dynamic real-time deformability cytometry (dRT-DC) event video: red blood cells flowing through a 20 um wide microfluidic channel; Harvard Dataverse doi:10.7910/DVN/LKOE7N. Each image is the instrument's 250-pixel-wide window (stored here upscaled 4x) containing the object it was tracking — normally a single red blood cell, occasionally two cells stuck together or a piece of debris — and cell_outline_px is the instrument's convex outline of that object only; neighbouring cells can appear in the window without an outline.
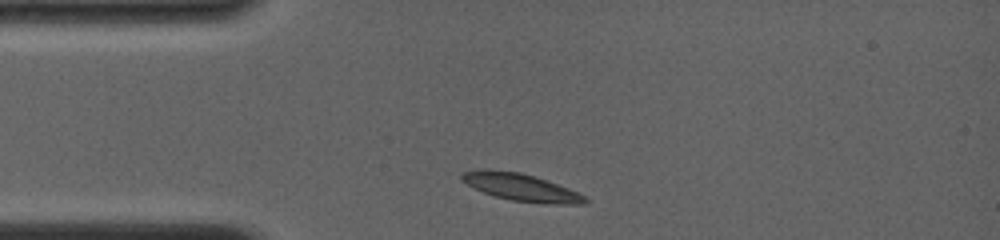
{"species": "common noctule bat (a hibernating species)", "species_latin": "Nyctalus noctula", "temperature_condition": "room temperature", "stored_images_in_passage": 7, "camera_frame_rate_fps": 4000, "um_per_image_px": 0.085, "animal": {"sex": "female", "body_mass_g": 19.0, "forearm_length_mm": 56.7}, "frame": {"image": 1, "passage_image": 1, "time_ms": 0.0, "image_size_px": [1000, 240], "cell_outline_px": [[588, 200], [584, 204], [556, 204], [512, 200], [496, 196], [484, 192], [460, 180], [460, 172], [488, 168], [520, 172], [536, 176], [568, 188], [584, 196]], "centroid_in_image_um": [44.25, 15.89], "position_along_channel_um": 40.7, "area_um2": 19.48}}
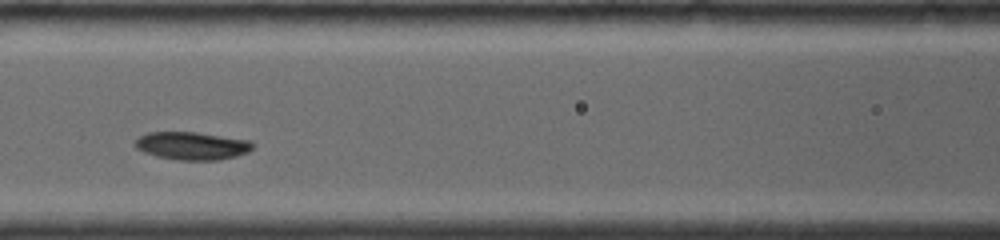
{"frame": {"image": 2, "passage_image": 4, "time_ms": 3.25, "image_size_px": [1000, 240], "cell_outline_px": [[256, 144], [248, 152], [236, 156], [216, 160], [180, 160], [156, 156], [144, 152], [136, 148], [132, 144], [140, 136], [148, 132], [196, 132], [252, 140]], "centroid_in_image_um": [16.34, 12.38], "position_along_channel_um": 150.3, "area_um2": 19.25}}
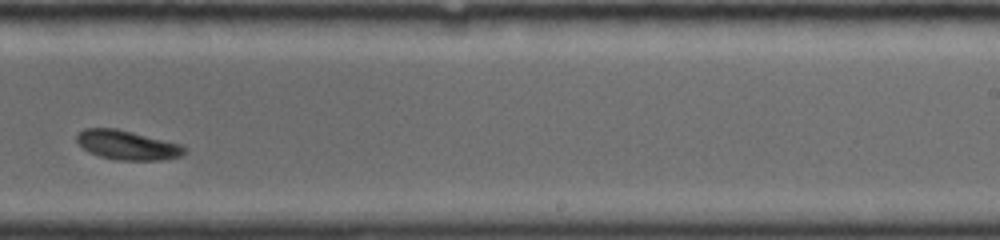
{"frame": {"image": 3, "passage_image": 7, "time_ms": 6.5, "image_size_px": [1000, 240], "cell_outline_px": [[188, 148], [180, 156], [160, 160], [116, 160], [100, 156], [88, 152], [76, 140], [76, 136], [84, 128], [116, 128], [180, 144]], "centroid_in_image_um": [10.81, 12.33], "position_along_channel_um": 278.2, "area_um2": 18.21}}